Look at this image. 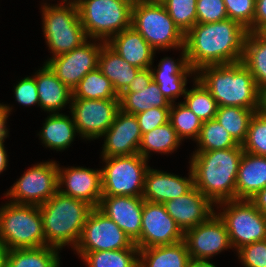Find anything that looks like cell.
<instances>
[{
  "mask_svg": "<svg viewBox=\"0 0 266 267\" xmlns=\"http://www.w3.org/2000/svg\"><path fill=\"white\" fill-rule=\"evenodd\" d=\"M248 30L227 18L214 23H196L184 36L188 63L196 72L206 65L242 61Z\"/></svg>",
  "mask_w": 266,
  "mask_h": 267,
  "instance_id": "6da1fadb",
  "label": "cell"
},
{
  "mask_svg": "<svg viewBox=\"0 0 266 267\" xmlns=\"http://www.w3.org/2000/svg\"><path fill=\"white\" fill-rule=\"evenodd\" d=\"M244 150L237 147L194 152L190 168L194 186L214 205L236 200V178Z\"/></svg>",
  "mask_w": 266,
  "mask_h": 267,
  "instance_id": "7a4b0ae2",
  "label": "cell"
},
{
  "mask_svg": "<svg viewBox=\"0 0 266 267\" xmlns=\"http://www.w3.org/2000/svg\"><path fill=\"white\" fill-rule=\"evenodd\" d=\"M196 77L210 91L218 107H243L258 112L260 91L250 70L242 63L206 65Z\"/></svg>",
  "mask_w": 266,
  "mask_h": 267,
  "instance_id": "3957f363",
  "label": "cell"
},
{
  "mask_svg": "<svg viewBox=\"0 0 266 267\" xmlns=\"http://www.w3.org/2000/svg\"><path fill=\"white\" fill-rule=\"evenodd\" d=\"M93 208L87 202L66 196L59 191L39 205L45 246L62 250L67 245L74 250Z\"/></svg>",
  "mask_w": 266,
  "mask_h": 267,
  "instance_id": "277c9868",
  "label": "cell"
},
{
  "mask_svg": "<svg viewBox=\"0 0 266 267\" xmlns=\"http://www.w3.org/2000/svg\"><path fill=\"white\" fill-rule=\"evenodd\" d=\"M134 0H76L80 22L88 39L107 43L131 27Z\"/></svg>",
  "mask_w": 266,
  "mask_h": 267,
  "instance_id": "5b68a950",
  "label": "cell"
},
{
  "mask_svg": "<svg viewBox=\"0 0 266 267\" xmlns=\"http://www.w3.org/2000/svg\"><path fill=\"white\" fill-rule=\"evenodd\" d=\"M42 29L45 42L54 58L79 47L88 38L80 22L75 2L48 4L42 3Z\"/></svg>",
  "mask_w": 266,
  "mask_h": 267,
  "instance_id": "8992f818",
  "label": "cell"
},
{
  "mask_svg": "<svg viewBox=\"0 0 266 267\" xmlns=\"http://www.w3.org/2000/svg\"><path fill=\"white\" fill-rule=\"evenodd\" d=\"M131 26L155 50H181L184 34L170 18L159 0H135L132 5Z\"/></svg>",
  "mask_w": 266,
  "mask_h": 267,
  "instance_id": "52a82bcc",
  "label": "cell"
},
{
  "mask_svg": "<svg viewBox=\"0 0 266 267\" xmlns=\"http://www.w3.org/2000/svg\"><path fill=\"white\" fill-rule=\"evenodd\" d=\"M0 241L9 249L45 246L38 205L6 202L0 207Z\"/></svg>",
  "mask_w": 266,
  "mask_h": 267,
  "instance_id": "ba28073f",
  "label": "cell"
},
{
  "mask_svg": "<svg viewBox=\"0 0 266 267\" xmlns=\"http://www.w3.org/2000/svg\"><path fill=\"white\" fill-rule=\"evenodd\" d=\"M215 212L224 222L232 248L266 240V217L250 200L221 202ZM222 210V211H221Z\"/></svg>",
  "mask_w": 266,
  "mask_h": 267,
  "instance_id": "9c48e42d",
  "label": "cell"
},
{
  "mask_svg": "<svg viewBox=\"0 0 266 267\" xmlns=\"http://www.w3.org/2000/svg\"><path fill=\"white\" fill-rule=\"evenodd\" d=\"M102 196L142 197L148 160L139 153L102 158Z\"/></svg>",
  "mask_w": 266,
  "mask_h": 267,
  "instance_id": "30bf717a",
  "label": "cell"
},
{
  "mask_svg": "<svg viewBox=\"0 0 266 267\" xmlns=\"http://www.w3.org/2000/svg\"><path fill=\"white\" fill-rule=\"evenodd\" d=\"M57 191L58 164L48 160L27 169L4 195L10 203L39 206Z\"/></svg>",
  "mask_w": 266,
  "mask_h": 267,
  "instance_id": "8fae6325",
  "label": "cell"
},
{
  "mask_svg": "<svg viewBox=\"0 0 266 267\" xmlns=\"http://www.w3.org/2000/svg\"><path fill=\"white\" fill-rule=\"evenodd\" d=\"M138 248L118 225L94 207L87 217L76 252Z\"/></svg>",
  "mask_w": 266,
  "mask_h": 267,
  "instance_id": "7c38bea8",
  "label": "cell"
},
{
  "mask_svg": "<svg viewBox=\"0 0 266 267\" xmlns=\"http://www.w3.org/2000/svg\"><path fill=\"white\" fill-rule=\"evenodd\" d=\"M72 114L78 135L87 140L100 139L113 124L120 110L119 100L72 98Z\"/></svg>",
  "mask_w": 266,
  "mask_h": 267,
  "instance_id": "4fadbf2b",
  "label": "cell"
},
{
  "mask_svg": "<svg viewBox=\"0 0 266 267\" xmlns=\"http://www.w3.org/2000/svg\"><path fill=\"white\" fill-rule=\"evenodd\" d=\"M88 40L70 52L44 62L71 91L88 72L98 68L99 54L105 42L93 39L91 43L92 39Z\"/></svg>",
  "mask_w": 266,
  "mask_h": 267,
  "instance_id": "5bb4252c",
  "label": "cell"
},
{
  "mask_svg": "<svg viewBox=\"0 0 266 267\" xmlns=\"http://www.w3.org/2000/svg\"><path fill=\"white\" fill-rule=\"evenodd\" d=\"M184 232L167 213L164 204L144 200L140 239L135 245L140 249L173 245L183 241Z\"/></svg>",
  "mask_w": 266,
  "mask_h": 267,
  "instance_id": "9a60e30c",
  "label": "cell"
},
{
  "mask_svg": "<svg viewBox=\"0 0 266 267\" xmlns=\"http://www.w3.org/2000/svg\"><path fill=\"white\" fill-rule=\"evenodd\" d=\"M183 241L191 260H208L232 249L224 222L214 213L207 221L184 232Z\"/></svg>",
  "mask_w": 266,
  "mask_h": 267,
  "instance_id": "2e32d148",
  "label": "cell"
},
{
  "mask_svg": "<svg viewBox=\"0 0 266 267\" xmlns=\"http://www.w3.org/2000/svg\"><path fill=\"white\" fill-rule=\"evenodd\" d=\"M58 191L98 207L102 197L101 169L82 166L61 168L58 164Z\"/></svg>",
  "mask_w": 266,
  "mask_h": 267,
  "instance_id": "e0dca14e",
  "label": "cell"
},
{
  "mask_svg": "<svg viewBox=\"0 0 266 267\" xmlns=\"http://www.w3.org/2000/svg\"><path fill=\"white\" fill-rule=\"evenodd\" d=\"M101 158L129 156L139 153L142 133L134 114L119 110L113 124L103 134Z\"/></svg>",
  "mask_w": 266,
  "mask_h": 267,
  "instance_id": "ac0fdd59",
  "label": "cell"
},
{
  "mask_svg": "<svg viewBox=\"0 0 266 267\" xmlns=\"http://www.w3.org/2000/svg\"><path fill=\"white\" fill-rule=\"evenodd\" d=\"M144 199L133 196H102L98 209L113 220L135 244L140 239Z\"/></svg>",
  "mask_w": 266,
  "mask_h": 267,
  "instance_id": "d6986e66",
  "label": "cell"
},
{
  "mask_svg": "<svg viewBox=\"0 0 266 267\" xmlns=\"http://www.w3.org/2000/svg\"><path fill=\"white\" fill-rule=\"evenodd\" d=\"M181 50L180 59L164 57L157 65L158 68L150 67L153 81L158 84L159 90L170 103H174L181 95L185 96L187 77H196V71L188 63L185 48L182 47Z\"/></svg>",
  "mask_w": 266,
  "mask_h": 267,
  "instance_id": "ffe728a7",
  "label": "cell"
},
{
  "mask_svg": "<svg viewBox=\"0 0 266 267\" xmlns=\"http://www.w3.org/2000/svg\"><path fill=\"white\" fill-rule=\"evenodd\" d=\"M164 206L183 232L207 221L216 212L215 205L195 186L185 195L166 201Z\"/></svg>",
  "mask_w": 266,
  "mask_h": 267,
  "instance_id": "44dd1931",
  "label": "cell"
},
{
  "mask_svg": "<svg viewBox=\"0 0 266 267\" xmlns=\"http://www.w3.org/2000/svg\"><path fill=\"white\" fill-rule=\"evenodd\" d=\"M188 176L182 177L149 167L145 174L142 198L145 201L164 204L168 200L183 196L194 187L190 167Z\"/></svg>",
  "mask_w": 266,
  "mask_h": 267,
  "instance_id": "7402d4cb",
  "label": "cell"
},
{
  "mask_svg": "<svg viewBox=\"0 0 266 267\" xmlns=\"http://www.w3.org/2000/svg\"><path fill=\"white\" fill-rule=\"evenodd\" d=\"M107 44L129 64L140 69L153 65L156 51L132 26L113 36Z\"/></svg>",
  "mask_w": 266,
  "mask_h": 267,
  "instance_id": "603a6c76",
  "label": "cell"
},
{
  "mask_svg": "<svg viewBox=\"0 0 266 267\" xmlns=\"http://www.w3.org/2000/svg\"><path fill=\"white\" fill-rule=\"evenodd\" d=\"M35 80L39 106L43 111L54 114L62 111L68 104L71 106L72 91L60 81L46 63L35 72Z\"/></svg>",
  "mask_w": 266,
  "mask_h": 267,
  "instance_id": "cb8c5ba5",
  "label": "cell"
},
{
  "mask_svg": "<svg viewBox=\"0 0 266 267\" xmlns=\"http://www.w3.org/2000/svg\"><path fill=\"white\" fill-rule=\"evenodd\" d=\"M266 187V157L243 152L236 178V200H251Z\"/></svg>",
  "mask_w": 266,
  "mask_h": 267,
  "instance_id": "d4e9b609",
  "label": "cell"
},
{
  "mask_svg": "<svg viewBox=\"0 0 266 267\" xmlns=\"http://www.w3.org/2000/svg\"><path fill=\"white\" fill-rule=\"evenodd\" d=\"M98 69L112 83L114 90L121 95L141 70L129 64L107 43H104L98 58Z\"/></svg>",
  "mask_w": 266,
  "mask_h": 267,
  "instance_id": "484cf974",
  "label": "cell"
},
{
  "mask_svg": "<svg viewBox=\"0 0 266 267\" xmlns=\"http://www.w3.org/2000/svg\"><path fill=\"white\" fill-rule=\"evenodd\" d=\"M70 115L54 113L47 116L42 129L37 134L44 146H46L45 148L48 147L51 150L62 152L71 146L78 132L73 116L72 114Z\"/></svg>",
  "mask_w": 266,
  "mask_h": 267,
  "instance_id": "4316f807",
  "label": "cell"
},
{
  "mask_svg": "<svg viewBox=\"0 0 266 267\" xmlns=\"http://www.w3.org/2000/svg\"><path fill=\"white\" fill-rule=\"evenodd\" d=\"M120 110L129 114H138L151 108H170L171 103L152 81L147 87L127 88L119 95Z\"/></svg>",
  "mask_w": 266,
  "mask_h": 267,
  "instance_id": "83f0119b",
  "label": "cell"
},
{
  "mask_svg": "<svg viewBox=\"0 0 266 267\" xmlns=\"http://www.w3.org/2000/svg\"><path fill=\"white\" fill-rule=\"evenodd\" d=\"M190 262L184 241L139 250V267H188Z\"/></svg>",
  "mask_w": 266,
  "mask_h": 267,
  "instance_id": "f1b7e54d",
  "label": "cell"
},
{
  "mask_svg": "<svg viewBox=\"0 0 266 267\" xmlns=\"http://www.w3.org/2000/svg\"><path fill=\"white\" fill-rule=\"evenodd\" d=\"M253 75L260 92L266 89V37L258 32H248L241 61Z\"/></svg>",
  "mask_w": 266,
  "mask_h": 267,
  "instance_id": "f546056e",
  "label": "cell"
},
{
  "mask_svg": "<svg viewBox=\"0 0 266 267\" xmlns=\"http://www.w3.org/2000/svg\"><path fill=\"white\" fill-rule=\"evenodd\" d=\"M180 143L182 144V140L178 137L176 130L170 122H167L142 135L139 154L147 160L152 152L172 154L181 145Z\"/></svg>",
  "mask_w": 266,
  "mask_h": 267,
  "instance_id": "4dcf8cb0",
  "label": "cell"
},
{
  "mask_svg": "<svg viewBox=\"0 0 266 267\" xmlns=\"http://www.w3.org/2000/svg\"><path fill=\"white\" fill-rule=\"evenodd\" d=\"M59 249L51 246L9 250L6 267H60Z\"/></svg>",
  "mask_w": 266,
  "mask_h": 267,
  "instance_id": "1f68e13d",
  "label": "cell"
},
{
  "mask_svg": "<svg viewBox=\"0 0 266 267\" xmlns=\"http://www.w3.org/2000/svg\"><path fill=\"white\" fill-rule=\"evenodd\" d=\"M76 253L87 267H139V248Z\"/></svg>",
  "mask_w": 266,
  "mask_h": 267,
  "instance_id": "d6a6232c",
  "label": "cell"
},
{
  "mask_svg": "<svg viewBox=\"0 0 266 267\" xmlns=\"http://www.w3.org/2000/svg\"><path fill=\"white\" fill-rule=\"evenodd\" d=\"M72 98L119 100L111 81L97 68L88 72L72 91Z\"/></svg>",
  "mask_w": 266,
  "mask_h": 267,
  "instance_id": "836d02e7",
  "label": "cell"
},
{
  "mask_svg": "<svg viewBox=\"0 0 266 267\" xmlns=\"http://www.w3.org/2000/svg\"><path fill=\"white\" fill-rule=\"evenodd\" d=\"M255 111L243 107H218L215 120L242 145L247 137L248 127Z\"/></svg>",
  "mask_w": 266,
  "mask_h": 267,
  "instance_id": "e575fe53",
  "label": "cell"
},
{
  "mask_svg": "<svg viewBox=\"0 0 266 267\" xmlns=\"http://www.w3.org/2000/svg\"><path fill=\"white\" fill-rule=\"evenodd\" d=\"M192 78L194 86L186 90L185 100L182 103L202 122L214 119L218 109L216 100L197 77Z\"/></svg>",
  "mask_w": 266,
  "mask_h": 267,
  "instance_id": "d590c367",
  "label": "cell"
},
{
  "mask_svg": "<svg viewBox=\"0 0 266 267\" xmlns=\"http://www.w3.org/2000/svg\"><path fill=\"white\" fill-rule=\"evenodd\" d=\"M195 142H197L195 152H207L239 146L215 118L202 123V128Z\"/></svg>",
  "mask_w": 266,
  "mask_h": 267,
  "instance_id": "8d00e7d4",
  "label": "cell"
},
{
  "mask_svg": "<svg viewBox=\"0 0 266 267\" xmlns=\"http://www.w3.org/2000/svg\"><path fill=\"white\" fill-rule=\"evenodd\" d=\"M171 103L169 110V122L176 130L178 137L183 139H193L196 141L202 128V121L182 102Z\"/></svg>",
  "mask_w": 266,
  "mask_h": 267,
  "instance_id": "74e56055",
  "label": "cell"
},
{
  "mask_svg": "<svg viewBox=\"0 0 266 267\" xmlns=\"http://www.w3.org/2000/svg\"><path fill=\"white\" fill-rule=\"evenodd\" d=\"M165 7L170 18L185 35L196 23L197 0H159Z\"/></svg>",
  "mask_w": 266,
  "mask_h": 267,
  "instance_id": "f35d334b",
  "label": "cell"
},
{
  "mask_svg": "<svg viewBox=\"0 0 266 267\" xmlns=\"http://www.w3.org/2000/svg\"><path fill=\"white\" fill-rule=\"evenodd\" d=\"M242 147L246 153L266 157V116L260 111L255 112L251 118Z\"/></svg>",
  "mask_w": 266,
  "mask_h": 267,
  "instance_id": "ab89813d",
  "label": "cell"
},
{
  "mask_svg": "<svg viewBox=\"0 0 266 267\" xmlns=\"http://www.w3.org/2000/svg\"><path fill=\"white\" fill-rule=\"evenodd\" d=\"M228 18L239 22L247 30L252 26L255 0H224Z\"/></svg>",
  "mask_w": 266,
  "mask_h": 267,
  "instance_id": "60d3db41",
  "label": "cell"
},
{
  "mask_svg": "<svg viewBox=\"0 0 266 267\" xmlns=\"http://www.w3.org/2000/svg\"><path fill=\"white\" fill-rule=\"evenodd\" d=\"M197 23H214L228 18L224 0H197Z\"/></svg>",
  "mask_w": 266,
  "mask_h": 267,
  "instance_id": "b9f144b4",
  "label": "cell"
},
{
  "mask_svg": "<svg viewBox=\"0 0 266 267\" xmlns=\"http://www.w3.org/2000/svg\"><path fill=\"white\" fill-rule=\"evenodd\" d=\"M237 256L244 267H266V240L242 246Z\"/></svg>",
  "mask_w": 266,
  "mask_h": 267,
  "instance_id": "7bdbcfd3",
  "label": "cell"
},
{
  "mask_svg": "<svg viewBox=\"0 0 266 267\" xmlns=\"http://www.w3.org/2000/svg\"><path fill=\"white\" fill-rule=\"evenodd\" d=\"M169 110L170 108L156 107L136 114L142 135L169 122Z\"/></svg>",
  "mask_w": 266,
  "mask_h": 267,
  "instance_id": "ee69618b",
  "label": "cell"
},
{
  "mask_svg": "<svg viewBox=\"0 0 266 267\" xmlns=\"http://www.w3.org/2000/svg\"><path fill=\"white\" fill-rule=\"evenodd\" d=\"M17 82L13 87L16 101L23 106H39L35 75L24 77Z\"/></svg>",
  "mask_w": 266,
  "mask_h": 267,
  "instance_id": "f6af8a7d",
  "label": "cell"
},
{
  "mask_svg": "<svg viewBox=\"0 0 266 267\" xmlns=\"http://www.w3.org/2000/svg\"><path fill=\"white\" fill-rule=\"evenodd\" d=\"M266 28V0H255V13L248 32L261 33Z\"/></svg>",
  "mask_w": 266,
  "mask_h": 267,
  "instance_id": "bcb514c9",
  "label": "cell"
},
{
  "mask_svg": "<svg viewBox=\"0 0 266 267\" xmlns=\"http://www.w3.org/2000/svg\"><path fill=\"white\" fill-rule=\"evenodd\" d=\"M153 81V76L150 68L141 69L134 79L131 81L128 88L147 87Z\"/></svg>",
  "mask_w": 266,
  "mask_h": 267,
  "instance_id": "7dc6e473",
  "label": "cell"
},
{
  "mask_svg": "<svg viewBox=\"0 0 266 267\" xmlns=\"http://www.w3.org/2000/svg\"><path fill=\"white\" fill-rule=\"evenodd\" d=\"M12 112V106L8 104L0 103V137L6 135L9 132L7 127V119Z\"/></svg>",
  "mask_w": 266,
  "mask_h": 267,
  "instance_id": "c3c4849f",
  "label": "cell"
},
{
  "mask_svg": "<svg viewBox=\"0 0 266 267\" xmlns=\"http://www.w3.org/2000/svg\"><path fill=\"white\" fill-rule=\"evenodd\" d=\"M250 201L266 217V187L259 191Z\"/></svg>",
  "mask_w": 266,
  "mask_h": 267,
  "instance_id": "681fc988",
  "label": "cell"
},
{
  "mask_svg": "<svg viewBox=\"0 0 266 267\" xmlns=\"http://www.w3.org/2000/svg\"><path fill=\"white\" fill-rule=\"evenodd\" d=\"M8 135L9 132L6 135L0 137V174L8 167V155L4 146V140L8 137Z\"/></svg>",
  "mask_w": 266,
  "mask_h": 267,
  "instance_id": "f907efd6",
  "label": "cell"
},
{
  "mask_svg": "<svg viewBox=\"0 0 266 267\" xmlns=\"http://www.w3.org/2000/svg\"><path fill=\"white\" fill-rule=\"evenodd\" d=\"M9 249L0 241V267H6Z\"/></svg>",
  "mask_w": 266,
  "mask_h": 267,
  "instance_id": "816d5d0a",
  "label": "cell"
},
{
  "mask_svg": "<svg viewBox=\"0 0 266 267\" xmlns=\"http://www.w3.org/2000/svg\"><path fill=\"white\" fill-rule=\"evenodd\" d=\"M188 267H216L208 260H191Z\"/></svg>",
  "mask_w": 266,
  "mask_h": 267,
  "instance_id": "f5cc1de1",
  "label": "cell"
},
{
  "mask_svg": "<svg viewBox=\"0 0 266 267\" xmlns=\"http://www.w3.org/2000/svg\"><path fill=\"white\" fill-rule=\"evenodd\" d=\"M259 111L266 116V89L260 92V109Z\"/></svg>",
  "mask_w": 266,
  "mask_h": 267,
  "instance_id": "db71d44e",
  "label": "cell"
},
{
  "mask_svg": "<svg viewBox=\"0 0 266 267\" xmlns=\"http://www.w3.org/2000/svg\"><path fill=\"white\" fill-rule=\"evenodd\" d=\"M62 1H63V2H62ZM67 1H68V2H70V1L75 2L76 0H61L60 2H61V4H62V3H65V2H67Z\"/></svg>",
  "mask_w": 266,
  "mask_h": 267,
  "instance_id": "11a10c76",
  "label": "cell"
},
{
  "mask_svg": "<svg viewBox=\"0 0 266 267\" xmlns=\"http://www.w3.org/2000/svg\"><path fill=\"white\" fill-rule=\"evenodd\" d=\"M261 34L266 37V28L261 32Z\"/></svg>",
  "mask_w": 266,
  "mask_h": 267,
  "instance_id": "9f6ffc18",
  "label": "cell"
}]
</instances>
